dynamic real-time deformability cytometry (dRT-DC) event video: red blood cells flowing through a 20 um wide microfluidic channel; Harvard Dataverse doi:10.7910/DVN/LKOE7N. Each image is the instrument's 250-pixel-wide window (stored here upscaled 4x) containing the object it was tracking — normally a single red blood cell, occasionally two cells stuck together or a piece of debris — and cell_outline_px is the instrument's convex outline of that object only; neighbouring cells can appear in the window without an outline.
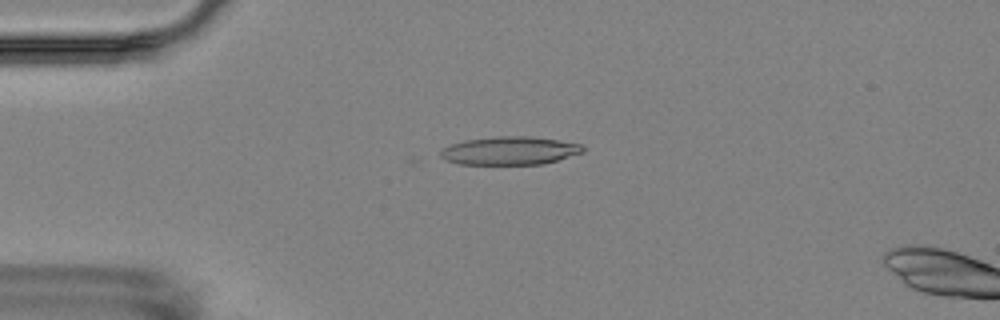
{"species": "Egyptian fruit bat (a non-hibernating species)", "species_latin": "Rousettus aegyptiacus", "temperature_condition": "room temperature", "stored_images_in_passage": 5, "camera_frame_rate_fps": 3000, "um_per_image_px": 0.085, "animal": {"sex": "female"}, "frame": {"image": 1, "passage_image": 4, "time_ms": 3.667, "image_size_px": [1000, 320], "cell_outline_px": [[584, 152], [544, 164], [460, 164], [444, 160], [440, 156], [440, 152], [444, 148], [452, 144], [464, 140], [500, 136], [528, 136], [556, 140], [580, 144], [584, 148]], "centroid_in_image_um": [43.31, 12.81], "position_along_channel_um": 41.7, "area_um2": 23.24}}